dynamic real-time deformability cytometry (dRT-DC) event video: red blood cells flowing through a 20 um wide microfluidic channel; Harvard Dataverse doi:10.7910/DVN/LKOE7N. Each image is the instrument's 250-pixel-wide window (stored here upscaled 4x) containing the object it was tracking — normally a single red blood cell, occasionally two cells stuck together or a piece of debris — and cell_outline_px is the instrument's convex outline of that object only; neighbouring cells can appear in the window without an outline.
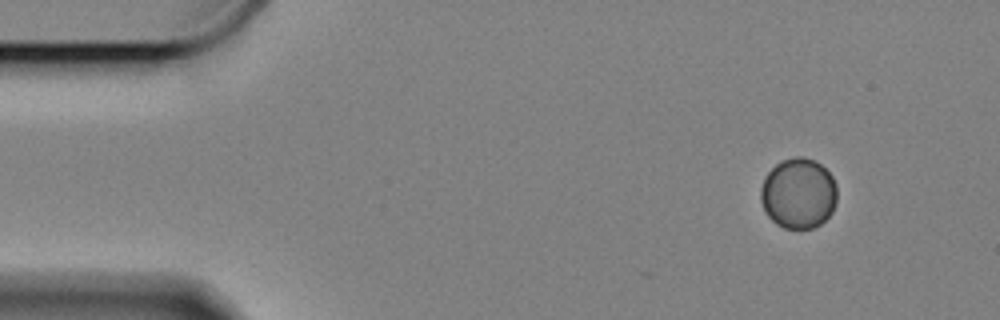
{"species": "Egyptian fruit bat (a non-hibernating species)", "species_latin": "Rousettus aegyptiacus", "temperature_condition": "cold", "stored_images_in_passage": 5, "camera_frame_rate_fps": 3000, "um_per_image_px": 0.085, "animal": {"sex": "female"}, "frame": {"image": 1, "passage_image": 1, "time_ms": 0.0, "image_size_px": [1000, 320], "cell_outline_px": [[836, 204], [832, 212], [820, 224], [812, 228], [784, 228], [776, 224], [768, 216], [760, 200], [760, 188], [768, 172], [776, 164], [784, 160], [796, 156], [800, 156], [812, 160], [820, 164], [832, 176], [836, 184]], "centroid_in_image_um": [67.86, 16.45], "position_along_channel_um": 17.1, "area_um2": 31.21}}